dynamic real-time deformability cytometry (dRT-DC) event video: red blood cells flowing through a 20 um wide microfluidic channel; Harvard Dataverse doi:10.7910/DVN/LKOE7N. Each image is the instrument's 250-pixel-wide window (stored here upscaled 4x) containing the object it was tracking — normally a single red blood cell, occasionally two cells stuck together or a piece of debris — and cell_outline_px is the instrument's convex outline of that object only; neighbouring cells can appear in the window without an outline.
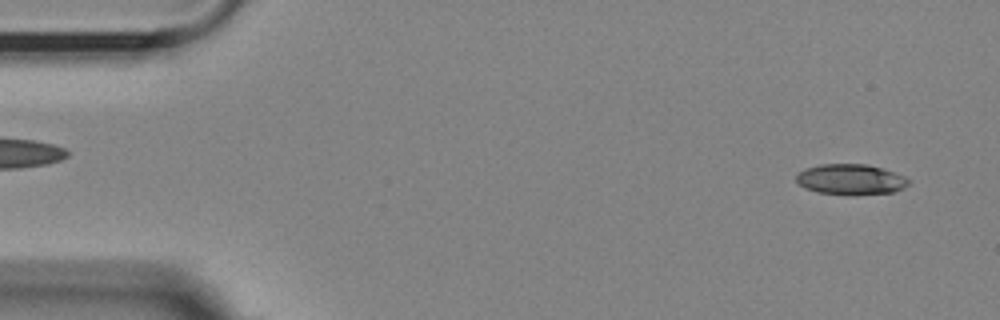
{"species": "Egyptian fruit bat (a non-hibernating species)", "species_latin": "Rousettus aegyptiacus", "temperature_condition": "room temperature", "stored_images_in_passage": 6, "camera_frame_rate_fps": 3000, "um_per_image_px": 0.085, "animal": {"sex": "female"}, "frame": {"image": 1, "passage_image": 2, "time_ms": 0.333, "image_size_px": [1000, 320], "cell_outline_px": [[912, 180], [904, 188], [892, 192], [856, 196], [848, 196], [816, 192], [804, 188], [796, 180], [796, 176], [800, 172], [808, 168], [820, 164], [868, 164], [904, 176]], "centroid_in_image_um": [72.33, 15.28], "position_along_channel_um": 12.7, "area_um2": 20.23}}